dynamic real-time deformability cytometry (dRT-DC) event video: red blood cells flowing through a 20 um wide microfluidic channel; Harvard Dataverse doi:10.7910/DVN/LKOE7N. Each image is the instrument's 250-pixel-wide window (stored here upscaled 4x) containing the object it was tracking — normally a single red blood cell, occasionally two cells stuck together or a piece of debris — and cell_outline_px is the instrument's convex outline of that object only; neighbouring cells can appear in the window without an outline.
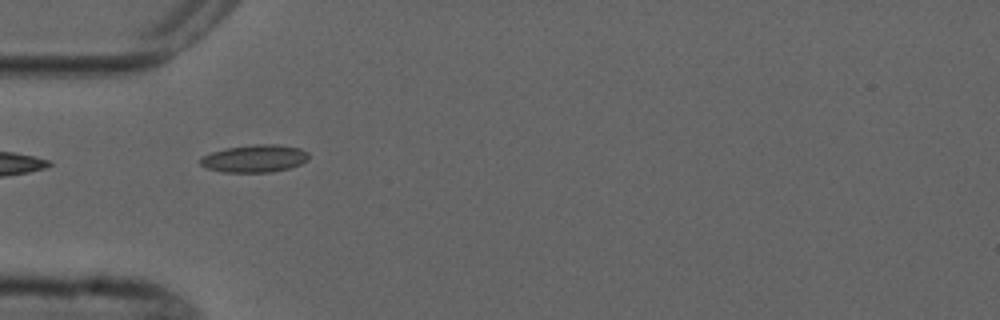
{"species": "common noctule bat (a hibernating species)", "species_latin": "Nyctalus noctula", "temperature_condition": "cold", "stored_images_in_passage": 6, "camera_frame_rate_fps": 3000, "um_per_image_px": 0.085, "animal": {"sex": "male", "forearm_length_mm": 52.5}, "frame": {"image": 1, "passage_image": 2, "time_ms": 1.0, "image_size_px": [1000, 320], "cell_outline_px": [[308, 160], [300, 164], [288, 168], [272, 172], [224, 172], [208, 168], [200, 164], [200, 160], [204, 156], [212, 152], [228, 148], [252, 144], [276, 144], [300, 148], [308, 152]], "centroid_in_image_um": [21.68, 13.47], "position_along_channel_um": 63.3, "area_um2": 17.22}}
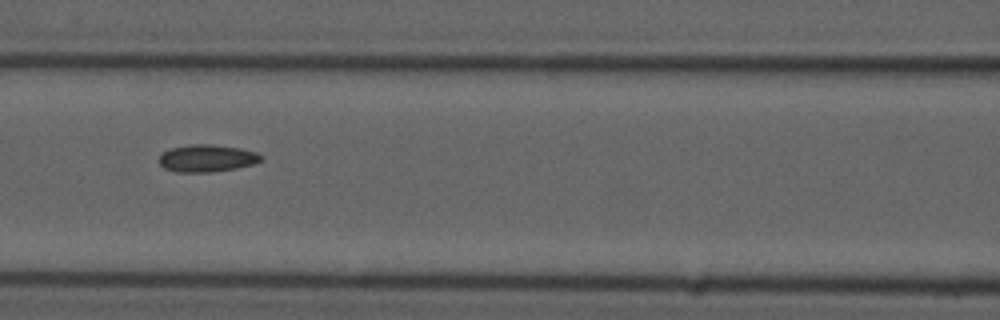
{"frame": {"image": 2, "passage_image": 4, "time_ms": 3.333, "image_size_px": [1000, 320], "cell_outline_px": [[264, 156], [256, 164], [236, 168], [212, 172], [176, 172], [164, 168], [160, 164], [160, 156], [164, 152], [172, 148], [192, 144], [212, 144], [240, 148], [256, 152]], "centroid_in_image_um": [17.63, 13.45], "position_along_channel_um": 149.0, "area_um2": 16.18}}
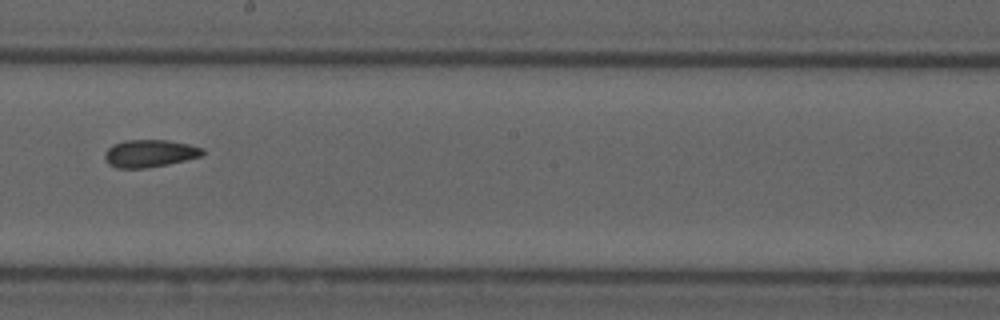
{"frame": {"image": 3, "passage_image": 6, "time_ms": 5.667, "image_size_px": [1000, 320], "cell_outline_px": [[204, 152], [200, 156], [168, 164], [144, 168], [116, 168], [108, 164], [104, 156], [104, 152], [112, 144], [124, 140], [168, 140], [188, 144], [204, 148]], "centroid_in_image_um": [12.68, 13.03], "position_along_channel_um": 235.5, "area_um2": 15.66}}